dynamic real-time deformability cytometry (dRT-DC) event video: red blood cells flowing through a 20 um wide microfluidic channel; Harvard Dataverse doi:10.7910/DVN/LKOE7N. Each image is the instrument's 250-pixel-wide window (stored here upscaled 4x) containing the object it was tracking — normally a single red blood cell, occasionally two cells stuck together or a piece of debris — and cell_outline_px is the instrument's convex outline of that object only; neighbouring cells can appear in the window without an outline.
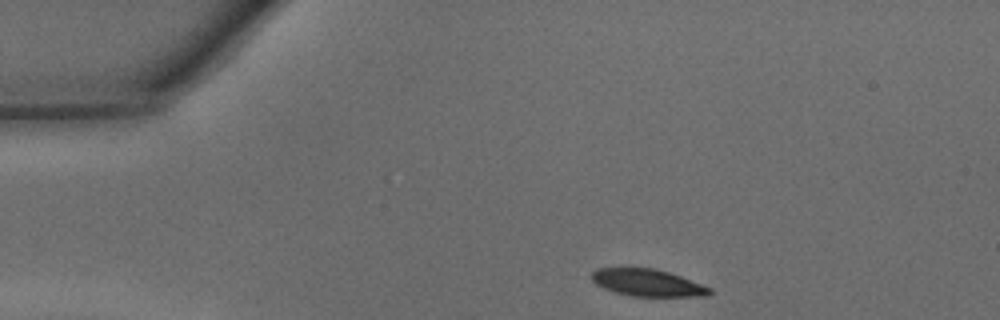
{"species": "common noctule bat (a hibernating species)", "species_latin": "Nyctalus noctula", "temperature_condition": "warm", "stored_images_in_passage": 30, "camera_frame_rate_fps": 3000, "um_per_image_px": 0.085, "animal": {"sex": "male", "body_mass_g": 15.6}, "frame": {"image": 1, "passage_image": 1, "time_ms": 0.0, "image_size_px": [1000, 320], "cell_outline_px": [[712, 292], [708, 296], [632, 296], [616, 292], [604, 288], [596, 284], [592, 280], [592, 272], [596, 268], [652, 268], [668, 272], [680, 276], [712, 288]], "centroid_in_image_um": [55.05, 24.03], "position_along_channel_um": 30.0, "area_um2": 18.44}}
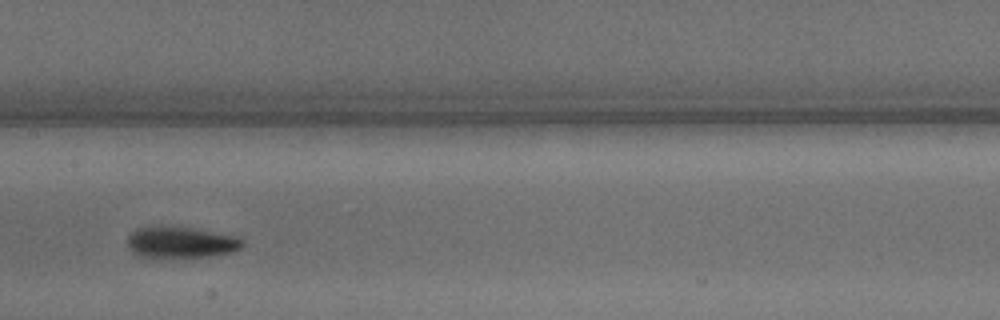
{"frame": {"image": 2, "passage_image": 16, "time_ms": 5.0, "image_size_px": [1000, 320], "cell_outline_px": [[244, 244], [240, 248], [232, 252], [212, 256], [152, 260], [148, 260], [136, 256], [128, 248], [128, 236], [136, 228], [192, 228], [236, 236], [244, 240]], "centroid_in_image_um": [15.34, 20.68], "position_along_channel_um": 192.1, "area_um2": 21.39}}
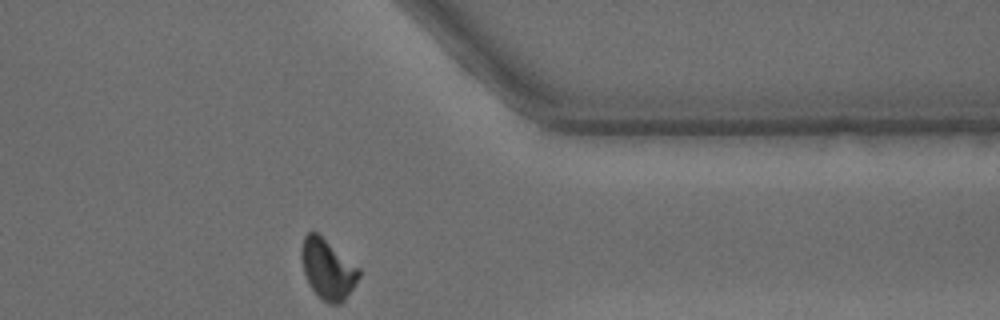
{"frame": {"image": 3, "passage_image": 30, "time_ms": 9.667, "image_size_px": [1000, 320], "cell_outline_px": [[360, 276], [344, 300], [340, 304], [328, 304], [320, 300], [316, 296], [308, 284], [304, 272], [300, 256], [300, 248], [304, 236], [312, 228], [360, 268]], "centroid_in_image_um": [27.81, 22.87], "position_along_channel_um": 383.6, "area_um2": 20.46}, "authors_computed_cell_mechanics": {"area_um2": 20.7791, "velocity_mm_per_s": 4.3315, "shape_relaxation_time_tau1_ms": 3.444, "shape_relaxation_time_tau2_ms": 3.2295, "deformation_change_tau1": 0.1342, "deformation_change_tau2": 0.0776}}